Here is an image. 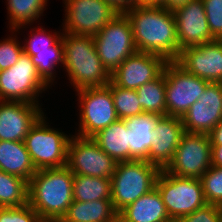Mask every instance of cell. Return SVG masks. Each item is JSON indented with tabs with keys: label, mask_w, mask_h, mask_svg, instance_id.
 I'll use <instances>...</instances> for the list:
<instances>
[{
	"label": "cell",
	"mask_w": 222,
	"mask_h": 222,
	"mask_svg": "<svg viewBox=\"0 0 222 222\" xmlns=\"http://www.w3.org/2000/svg\"><path fill=\"white\" fill-rule=\"evenodd\" d=\"M132 27L137 51L154 53L167 61L180 56L173 11L162 6L132 5L124 12Z\"/></svg>",
	"instance_id": "1"
},
{
	"label": "cell",
	"mask_w": 222,
	"mask_h": 222,
	"mask_svg": "<svg viewBox=\"0 0 222 222\" xmlns=\"http://www.w3.org/2000/svg\"><path fill=\"white\" fill-rule=\"evenodd\" d=\"M74 174L65 166L37 170L28 182V204L41 219H62L73 202Z\"/></svg>",
	"instance_id": "2"
},
{
	"label": "cell",
	"mask_w": 222,
	"mask_h": 222,
	"mask_svg": "<svg viewBox=\"0 0 222 222\" xmlns=\"http://www.w3.org/2000/svg\"><path fill=\"white\" fill-rule=\"evenodd\" d=\"M63 67L75 90L104 87L111 81V74L101 62L93 36L61 34Z\"/></svg>",
	"instance_id": "3"
},
{
	"label": "cell",
	"mask_w": 222,
	"mask_h": 222,
	"mask_svg": "<svg viewBox=\"0 0 222 222\" xmlns=\"http://www.w3.org/2000/svg\"><path fill=\"white\" fill-rule=\"evenodd\" d=\"M160 171L144 160L118 162L111 177V201L116 213L155 188Z\"/></svg>",
	"instance_id": "4"
},
{
	"label": "cell",
	"mask_w": 222,
	"mask_h": 222,
	"mask_svg": "<svg viewBox=\"0 0 222 222\" xmlns=\"http://www.w3.org/2000/svg\"><path fill=\"white\" fill-rule=\"evenodd\" d=\"M45 119L43 114L30 128L25 147L36 170L65 167L71 135L49 127Z\"/></svg>",
	"instance_id": "5"
},
{
	"label": "cell",
	"mask_w": 222,
	"mask_h": 222,
	"mask_svg": "<svg viewBox=\"0 0 222 222\" xmlns=\"http://www.w3.org/2000/svg\"><path fill=\"white\" fill-rule=\"evenodd\" d=\"M155 187L173 221L207 204L201 180L198 178L178 177L162 169Z\"/></svg>",
	"instance_id": "6"
},
{
	"label": "cell",
	"mask_w": 222,
	"mask_h": 222,
	"mask_svg": "<svg viewBox=\"0 0 222 222\" xmlns=\"http://www.w3.org/2000/svg\"><path fill=\"white\" fill-rule=\"evenodd\" d=\"M50 86L38 74L31 57L24 51L18 62L0 71V100L39 104V95Z\"/></svg>",
	"instance_id": "7"
},
{
	"label": "cell",
	"mask_w": 222,
	"mask_h": 222,
	"mask_svg": "<svg viewBox=\"0 0 222 222\" xmlns=\"http://www.w3.org/2000/svg\"><path fill=\"white\" fill-rule=\"evenodd\" d=\"M75 91L80 104L77 136L92 138L99 131L119 120L111 89L107 85Z\"/></svg>",
	"instance_id": "8"
},
{
	"label": "cell",
	"mask_w": 222,
	"mask_h": 222,
	"mask_svg": "<svg viewBox=\"0 0 222 222\" xmlns=\"http://www.w3.org/2000/svg\"><path fill=\"white\" fill-rule=\"evenodd\" d=\"M166 91V116L181 118L198 100L210 83L188 73L176 61H168L164 67Z\"/></svg>",
	"instance_id": "9"
},
{
	"label": "cell",
	"mask_w": 222,
	"mask_h": 222,
	"mask_svg": "<svg viewBox=\"0 0 222 222\" xmlns=\"http://www.w3.org/2000/svg\"><path fill=\"white\" fill-rule=\"evenodd\" d=\"M93 39L98 56L110 74L137 51L131 23L124 13L107 23Z\"/></svg>",
	"instance_id": "10"
},
{
	"label": "cell",
	"mask_w": 222,
	"mask_h": 222,
	"mask_svg": "<svg viewBox=\"0 0 222 222\" xmlns=\"http://www.w3.org/2000/svg\"><path fill=\"white\" fill-rule=\"evenodd\" d=\"M212 145L208 134L185 132L172 161L164 169L178 177L198 178L211 167Z\"/></svg>",
	"instance_id": "11"
},
{
	"label": "cell",
	"mask_w": 222,
	"mask_h": 222,
	"mask_svg": "<svg viewBox=\"0 0 222 222\" xmlns=\"http://www.w3.org/2000/svg\"><path fill=\"white\" fill-rule=\"evenodd\" d=\"M65 18L62 32L96 36L119 12L103 0H63Z\"/></svg>",
	"instance_id": "12"
},
{
	"label": "cell",
	"mask_w": 222,
	"mask_h": 222,
	"mask_svg": "<svg viewBox=\"0 0 222 222\" xmlns=\"http://www.w3.org/2000/svg\"><path fill=\"white\" fill-rule=\"evenodd\" d=\"M117 162L92 138L72 135L68 144L67 167L73 174L111 178Z\"/></svg>",
	"instance_id": "13"
},
{
	"label": "cell",
	"mask_w": 222,
	"mask_h": 222,
	"mask_svg": "<svg viewBox=\"0 0 222 222\" xmlns=\"http://www.w3.org/2000/svg\"><path fill=\"white\" fill-rule=\"evenodd\" d=\"M168 61L157 54L136 51L111 74V81L122 88L136 90L158 78Z\"/></svg>",
	"instance_id": "14"
},
{
	"label": "cell",
	"mask_w": 222,
	"mask_h": 222,
	"mask_svg": "<svg viewBox=\"0 0 222 222\" xmlns=\"http://www.w3.org/2000/svg\"><path fill=\"white\" fill-rule=\"evenodd\" d=\"M222 120V83L210 82L181 117L185 132L209 134Z\"/></svg>",
	"instance_id": "15"
},
{
	"label": "cell",
	"mask_w": 222,
	"mask_h": 222,
	"mask_svg": "<svg viewBox=\"0 0 222 222\" xmlns=\"http://www.w3.org/2000/svg\"><path fill=\"white\" fill-rule=\"evenodd\" d=\"M176 62L188 73L208 82L222 83V40L184 48Z\"/></svg>",
	"instance_id": "16"
},
{
	"label": "cell",
	"mask_w": 222,
	"mask_h": 222,
	"mask_svg": "<svg viewBox=\"0 0 222 222\" xmlns=\"http://www.w3.org/2000/svg\"><path fill=\"white\" fill-rule=\"evenodd\" d=\"M173 14L180 51L215 40L208 26L202 0L189 1L176 9Z\"/></svg>",
	"instance_id": "17"
},
{
	"label": "cell",
	"mask_w": 222,
	"mask_h": 222,
	"mask_svg": "<svg viewBox=\"0 0 222 222\" xmlns=\"http://www.w3.org/2000/svg\"><path fill=\"white\" fill-rule=\"evenodd\" d=\"M39 105L0 100V140L24 141L30 128L44 114Z\"/></svg>",
	"instance_id": "18"
},
{
	"label": "cell",
	"mask_w": 222,
	"mask_h": 222,
	"mask_svg": "<svg viewBox=\"0 0 222 222\" xmlns=\"http://www.w3.org/2000/svg\"><path fill=\"white\" fill-rule=\"evenodd\" d=\"M185 133L181 118L161 116L154 128V138L148 153L147 162L165 169L172 161L175 150Z\"/></svg>",
	"instance_id": "19"
},
{
	"label": "cell",
	"mask_w": 222,
	"mask_h": 222,
	"mask_svg": "<svg viewBox=\"0 0 222 222\" xmlns=\"http://www.w3.org/2000/svg\"><path fill=\"white\" fill-rule=\"evenodd\" d=\"M131 132L125 121L119 119L99 131L92 139L117 163L131 161Z\"/></svg>",
	"instance_id": "20"
},
{
	"label": "cell",
	"mask_w": 222,
	"mask_h": 222,
	"mask_svg": "<svg viewBox=\"0 0 222 222\" xmlns=\"http://www.w3.org/2000/svg\"><path fill=\"white\" fill-rule=\"evenodd\" d=\"M119 215L127 222H174L156 187L124 208Z\"/></svg>",
	"instance_id": "21"
},
{
	"label": "cell",
	"mask_w": 222,
	"mask_h": 222,
	"mask_svg": "<svg viewBox=\"0 0 222 222\" xmlns=\"http://www.w3.org/2000/svg\"><path fill=\"white\" fill-rule=\"evenodd\" d=\"M0 170L30 181L36 173L24 141L0 140Z\"/></svg>",
	"instance_id": "22"
},
{
	"label": "cell",
	"mask_w": 222,
	"mask_h": 222,
	"mask_svg": "<svg viewBox=\"0 0 222 222\" xmlns=\"http://www.w3.org/2000/svg\"><path fill=\"white\" fill-rule=\"evenodd\" d=\"M161 116L142 113L124 119L131 132V160L147 161L148 153L154 138V128Z\"/></svg>",
	"instance_id": "23"
},
{
	"label": "cell",
	"mask_w": 222,
	"mask_h": 222,
	"mask_svg": "<svg viewBox=\"0 0 222 222\" xmlns=\"http://www.w3.org/2000/svg\"><path fill=\"white\" fill-rule=\"evenodd\" d=\"M116 215L111 200L73 201L62 219L65 222H111Z\"/></svg>",
	"instance_id": "24"
},
{
	"label": "cell",
	"mask_w": 222,
	"mask_h": 222,
	"mask_svg": "<svg viewBox=\"0 0 222 222\" xmlns=\"http://www.w3.org/2000/svg\"><path fill=\"white\" fill-rule=\"evenodd\" d=\"M9 14V28L13 33L33 24L39 17L43 16L48 0H6ZM27 25V26H26Z\"/></svg>",
	"instance_id": "25"
},
{
	"label": "cell",
	"mask_w": 222,
	"mask_h": 222,
	"mask_svg": "<svg viewBox=\"0 0 222 222\" xmlns=\"http://www.w3.org/2000/svg\"><path fill=\"white\" fill-rule=\"evenodd\" d=\"M111 178L74 174L73 201L111 200Z\"/></svg>",
	"instance_id": "26"
},
{
	"label": "cell",
	"mask_w": 222,
	"mask_h": 222,
	"mask_svg": "<svg viewBox=\"0 0 222 222\" xmlns=\"http://www.w3.org/2000/svg\"><path fill=\"white\" fill-rule=\"evenodd\" d=\"M140 106L145 113L166 116L165 75L146 82L136 89Z\"/></svg>",
	"instance_id": "27"
},
{
	"label": "cell",
	"mask_w": 222,
	"mask_h": 222,
	"mask_svg": "<svg viewBox=\"0 0 222 222\" xmlns=\"http://www.w3.org/2000/svg\"><path fill=\"white\" fill-rule=\"evenodd\" d=\"M28 203V181L0 170V207H19Z\"/></svg>",
	"instance_id": "28"
},
{
	"label": "cell",
	"mask_w": 222,
	"mask_h": 222,
	"mask_svg": "<svg viewBox=\"0 0 222 222\" xmlns=\"http://www.w3.org/2000/svg\"><path fill=\"white\" fill-rule=\"evenodd\" d=\"M32 28L30 35L25 39L23 45V51L29 56H34L37 52L43 51H63V44L61 39V32H53L49 33L42 26ZM36 30V31H35Z\"/></svg>",
	"instance_id": "29"
},
{
	"label": "cell",
	"mask_w": 222,
	"mask_h": 222,
	"mask_svg": "<svg viewBox=\"0 0 222 222\" xmlns=\"http://www.w3.org/2000/svg\"><path fill=\"white\" fill-rule=\"evenodd\" d=\"M107 86L111 89L113 103L119 119L124 120L144 113L136 90L119 87L112 81Z\"/></svg>",
	"instance_id": "30"
},
{
	"label": "cell",
	"mask_w": 222,
	"mask_h": 222,
	"mask_svg": "<svg viewBox=\"0 0 222 222\" xmlns=\"http://www.w3.org/2000/svg\"><path fill=\"white\" fill-rule=\"evenodd\" d=\"M30 57L37 68L38 74L49 86H51L57 75L55 68L57 65H63V51L37 52L36 55Z\"/></svg>",
	"instance_id": "31"
},
{
	"label": "cell",
	"mask_w": 222,
	"mask_h": 222,
	"mask_svg": "<svg viewBox=\"0 0 222 222\" xmlns=\"http://www.w3.org/2000/svg\"><path fill=\"white\" fill-rule=\"evenodd\" d=\"M200 180L206 203L222 206V167L211 166Z\"/></svg>",
	"instance_id": "32"
},
{
	"label": "cell",
	"mask_w": 222,
	"mask_h": 222,
	"mask_svg": "<svg viewBox=\"0 0 222 222\" xmlns=\"http://www.w3.org/2000/svg\"><path fill=\"white\" fill-rule=\"evenodd\" d=\"M15 36L0 41V71L14 66L23 52V46Z\"/></svg>",
	"instance_id": "33"
},
{
	"label": "cell",
	"mask_w": 222,
	"mask_h": 222,
	"mask_svg": "<svg viewBox=\"0 0 222 222\" xmlns=\"http://www.w3.org/2000/svg\"><path fill=\"white\" fill-rule=\"evenodd\" d=\"M211 35L222 40V0H202Z\"/></svg>",
	"instance_id": "34"
},
{
	"label": "cell",
	"mask_w": 222,
	"mask_h": 222,
	"mask_svg": "<svg viewBox=\"0 0 222 222\" xmlns=\"http://www.w3.org/2000/svg\"><path fill=\"white\" fill-rule=\"evenodd\" d=\"M0 222H41V218L27 203L19 207H0Z\"/></svg>",
	"instance_id": "35"
},
{
	"label": "cell",
	"mask_w": 222,
	"mask_h": 222,
	"mask_svg": "<svg viewBox=\"0 0 222 222\" xmlns=\"http://www.w3.org/2000/svg\"><path fill=\"white\" fill-rule=\"evenodd\" d=\"M174 222H222V206L206 204L189 215L182 216Z\"/></svg>",
	"instance_id": "36"
},
{
	"label": "cell",
	"mask_w": 222,
	"mask_h": 222,
	"mask_svg": "<svg viewBox=\"0 0 222 222\" xmlns=\"http://www.w3.org/2000/svg\"><path fill=\"white\" fill-rule=\"evenodd\" d=\"M211 145H222V120L208 134Z\"/></svg>",
	"instance_id": "37"
},
{
	"label": "cell",
	"mask_w": 222,
	"mask_h": 222,
	"mask_svg": "<svg viewBox=\"0 0 222 222\" xmlns=\"http://www.w3.org/2000/svg\"><path fill=\"white\" fill-rule=\"evenodd\" d=\"M103 1L111 5L119 13H124L132 6L130 0H103Z\"/></svg>",
	"instance_id": "38"
},
{
	"label": "cell",
	"mask_w": 222,
	"mask_h": 222,
	"mask_svg": "<svg viewBox=\"0 0 222 222\" xmlns=\"http://www.w3.org/2000/svg\"><path fill=\"white\" fill-rule=\"evenodd\" d=\"M211 166L222 167V145H212Z\"/></svg>",
	"instance_id": "39"
},
{
	"label": "cell",
	"mask_w": 222,
	"mask_h": 222,
	"mask_svg": "<svg viewBox=\"0 0 222 222\" xmlns=\"http://www.w3.org/2000/svg\"><path fill=\"white\" fill-rule=\"evenodd\" d=\"M192 0H166L162 7L166 8L169 11H175L179 7L184 6L187 2Z\"/></svg>",
	"instance_id": "40"
},
{
	"label": "cell",
	"mask_w": 222,
	"mask_h": 222,
	"mask_svg": "<svg viewBox=\"0 0 222 222\" xmlns=\"http://www.w3.org/2000/svg\"><path fill=\"white\" fill-rule=\"evenodd\" d=\"M132 5H153V6H162L166 0H130Z\"/></svg>",
	"instance_id": "41"
},
{
	"label": "cell",
	"mask_w": 222,
	"mask_h": 222,
	"mask_svg": "<svg viewBox=\"0 0 222 222\" xmlns=\"http://www.w3.org/2000/svg\"><path fill=\"white\" fill-rule=\"evenodd\" d=\"M111 222H127L123 217H121L119 214H117Z\"/></svg>",
	"instance_id": "42"
},
{
	"label": "cell",
	"mask_w": 222,
	"mask_h": 222,
	"mask_svg": "<svg viewBox=\"0 0 222 222\" xmlns=\"http://www.w3.org/2000/svg\"><path fill=\"white\" fill-rule=\"evenodd\" d=\"M41 222H65L63 219H41Z\"/></svg>",
	"instance_id": "43"
}]
</instances>
